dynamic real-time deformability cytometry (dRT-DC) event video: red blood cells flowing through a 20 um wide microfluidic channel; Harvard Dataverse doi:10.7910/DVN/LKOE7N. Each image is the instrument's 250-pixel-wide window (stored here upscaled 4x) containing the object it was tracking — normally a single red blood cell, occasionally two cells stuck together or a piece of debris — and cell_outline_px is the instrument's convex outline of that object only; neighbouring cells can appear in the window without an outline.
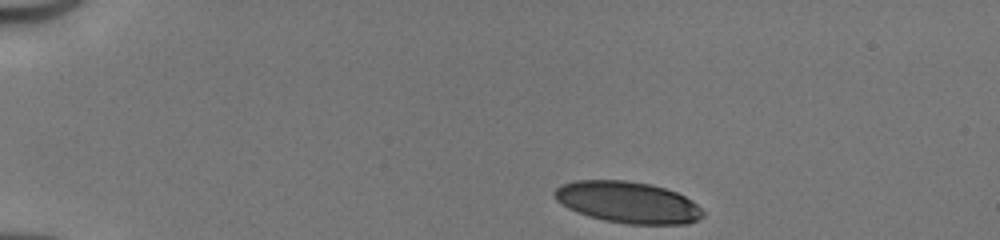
{"species": "human", "species_latin": "Homo sapiens", "temperature_condition": "cold", "stored_images_in_passage": 35, "camera_frame_rate_fps": 3000, "um_per_image_px": 0.085, "donor": {"sex": "male"}, "frame": {"image": 1, "passage_image": 1, "time_ms": 0.0, "image_size_px": [1000, 240], "cell_outline_px": [[704, 216], [688, 224], [628, 224], [604, 220], [588, 216], [568, 208], [556, 200], [552, 196], [552, 192], [560, 184], [576, 180], [624, 180], [652, 184], [676, 192], [692, 200], [704, 212]], "centroid_in_image_um": [53.33, 17.19], "position_along_channel_um": 31.7, "area_um2": 36.01}}
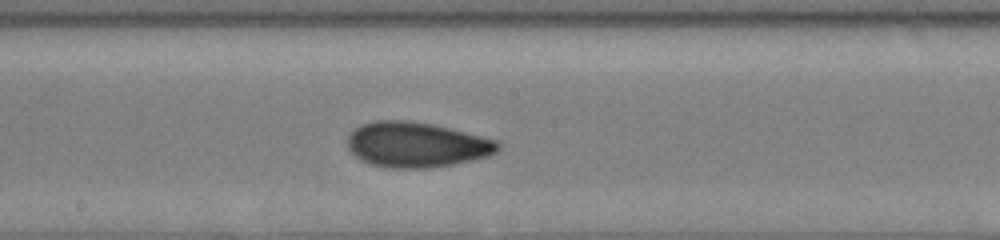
{"frame": {"image": 2, "passage_image": 20, "time_ms": 6.333, "image_size_px": [1000, 240], "cell_outline_px": [[500, 148], [496, 152], [488, 156], [452, 164], [428, 168], [388, 168], [372, 164], [360, 160], [348, 148], [348, 136], [360, 124], [376, 120], [404, 120], [432, 124], [500, 140]], "centroid_in_image_um": [35.41, 12.29], "position_along_channel_um": 212.8, "area_um2": 39.59}}
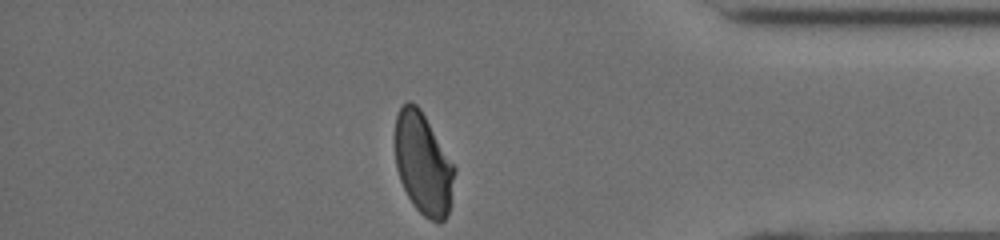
{"frame": {"image": 3, "passage_image": 35, "time_ms": 11.333, "image_size_px": [1000, 240], "cell_outline_px": [[456, 172], [448, 212], [444, 220], [432, 220], [424, 216], [412, 204], [400, 180], [396, 168], [396, 116], [400, 108], [408, 100], [416, 104], [420, 108], [456, 168]], "centroid_in_image_um": [35.97, 13.91], "position_along_channel_um": 399.2, "area_um2": 34.8}, "authors_computed_cell_mechanics": {"area_um2": 38.3214, "velocity_mm_per_s": 4.1519, "shape_relaxation_time_tau1_ms": 7.3662, "shape_relaxation_time_tau2_ms": 1.3464, "deformation_change_tau1": 0.207, "deformation_change_tau2": 0.066}}